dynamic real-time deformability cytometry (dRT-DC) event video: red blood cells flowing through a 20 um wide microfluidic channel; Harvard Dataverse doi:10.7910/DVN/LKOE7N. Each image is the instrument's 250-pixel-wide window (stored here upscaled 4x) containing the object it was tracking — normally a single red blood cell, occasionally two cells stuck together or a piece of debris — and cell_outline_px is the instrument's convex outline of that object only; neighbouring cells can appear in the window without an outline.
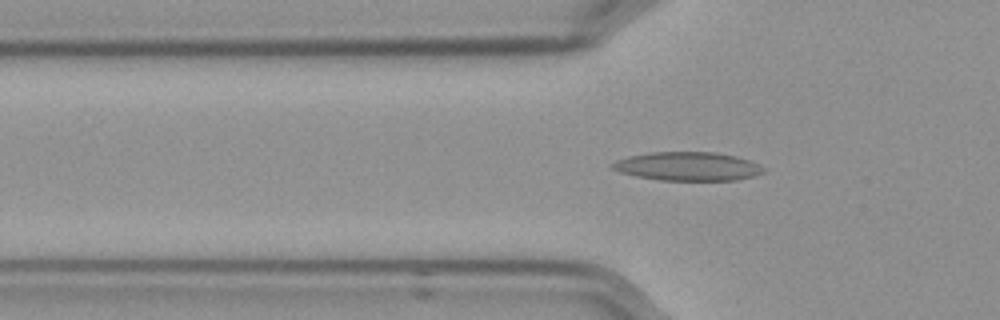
{"species": "Egyptian fruit bat (a non-hibernating species)", "species_latin": "Rousettus aegyptiacus", "temperature_condition": "cold", "stored_images_in_passage": 37, "camera_frame_rate_fps": 3000, "um_per_image_px": 0.085, "frame": {"image": 1, "passage_image": 7, "time_ms": 2.0, "image_size_px": [1000, 320], "cell_outline_px": [[764, 172], [752, 176], [736, 180], [660, 180], [636, 176], [620, 172], [612, 168], [612, 164], [616, 160], [632, 156], [652, 152], [716, 152], [736, 156], [760, 164], [764, 168]], "centroid_in_image_um": [58.49, 14.14], "position_along_channel_um": 67.3, "area_um2": 25.03}}
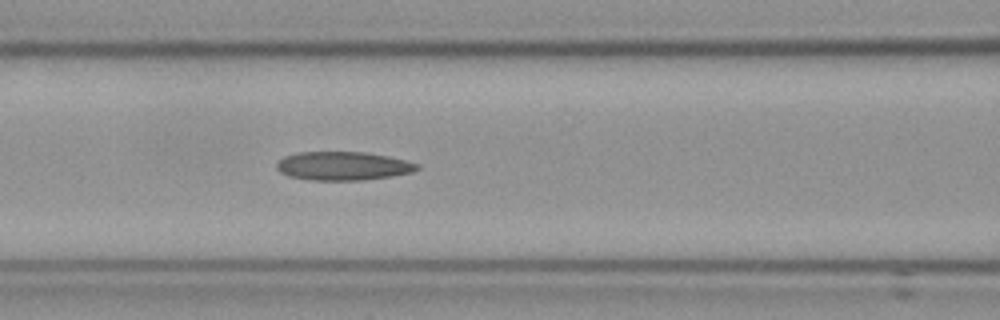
{"frame": {"image": 2, "passage_image": 13, "time_ms": 4.0, "image_size_px": [1000, 320], "cell_outline_px": [[420, 168], [412, 172], [364, 180], [308, 180], [288, 176], [280, 172], [276, 168], [276, 164], [284, 156], [296, 152], [364, 152], [388, 156], [420, 164]], "centroid_in_image_um": [29.12, 14.1], "position_along_channel_um": 137.5, "area_um2": 23.41}}
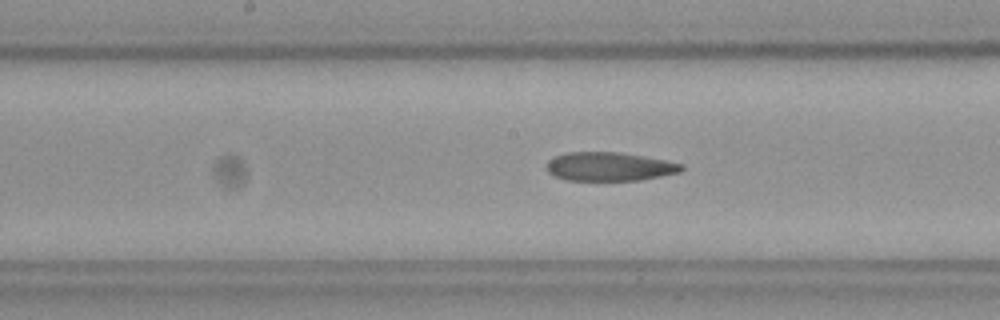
{"frame": {"image": 3, "passage_image": 18, "time_ms": 5.667, "image_size_px": [1000, 320], "cell_outline_px": [[684, 168], [680, 172], [640, 180], [568, 180], [552, 176], [544, 168], [548, 160], [556, 156], [568, 152], [616, 152], [664, 160], [684, 164]], "centroid_in_image_um": [51.75, 14.16], "position_along_channel_um": 196.5, "area_um2": 22.48}, "authors_computed_cell_mechanics": {"area_um2": 23.8714, "velocity_mm_per_s": 3.5368, "shape_relaxation_time_tau1_ms": null, "shape_relaxation_time_tau2_ms": 5.8364, "deformation_change_tau1": null, "deformation_change_tau2": 0.1304}}